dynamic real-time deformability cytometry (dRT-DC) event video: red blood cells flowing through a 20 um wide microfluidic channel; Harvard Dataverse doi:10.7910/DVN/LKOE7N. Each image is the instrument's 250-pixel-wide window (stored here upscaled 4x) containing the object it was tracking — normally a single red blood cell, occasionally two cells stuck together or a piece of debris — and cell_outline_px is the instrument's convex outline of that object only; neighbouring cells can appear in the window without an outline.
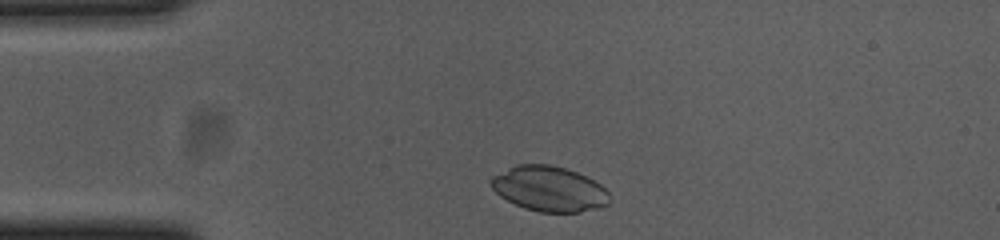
{"species": "common noctule bat (a hibernating species)", "species_latin": "Nyctalus noctula", "temperature_condition": "cold", "stored_images_in_passage": 33, "camera_frame_rate_fps": 3000, "um_per_image_px": 0.085, "animal": {"sex": "female", "body_mass_g": 23.0, "forearm_length_mm": 53.4}, "frame": {"image": 1, "passage_image": 1, "time_ms": 0.0, "image_size_px": [1000, 240], "cell_outline_px": [[608, 204], [596, 208], [580, 212], [540, 212], [524, 208], [500, 196], [492, 188], [492, 176], [516, 164], [548, 164], [564, 168], [576, 172], [600, 184], [608, 192]], "centroid_in_image_um": [46.66, 16.05], "position_along_channel_um": 38.3, "area_um2": 30.75}}
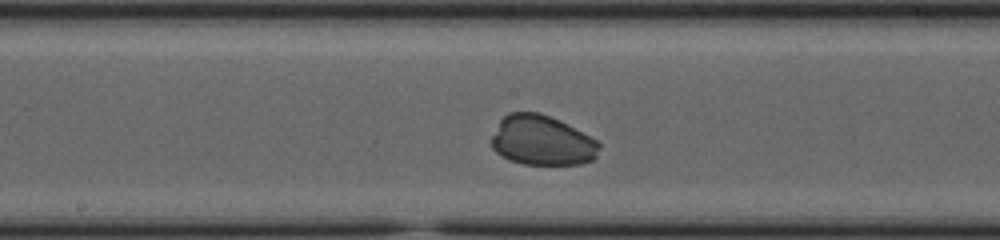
{"frame": {"image": 2, "passage_image": 17, "time_ms": 5.333, "image_size_px": [1000, 240], "cell_outline_px": [[600, 144], [596, 156], [592, 160], [580, 164], [524, 164], [500, 156], [492, 148], [492, 136], [500, 120], [508, 112], [540, 112], [596, 140]], "centroid_in_image_um": [46.02, 11.95], "position_along_channel_um": 202.2, "area_um2": 30.75}}
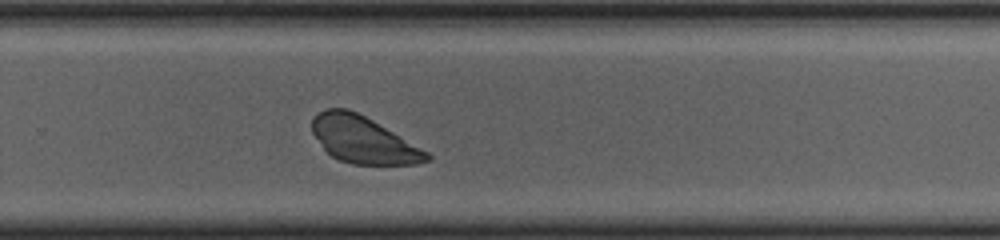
{"frame": {"image": 3, "passage_image": 25, "time_ms": 8.0, "image_size_px": [1000, 240], "cell_outline_px": [[432, 160], [416, 164], [352, 164], [340, 160], [332, 156], [324, 148], [312, 132], [312, 120], [324, 108], [348, 108], [372, 120], [428, 152], [432, 156]], "centroid_in_image_um": [30.88, 11.89], "position_along_channel_um": 298.9, "area_um2": 30.81}}